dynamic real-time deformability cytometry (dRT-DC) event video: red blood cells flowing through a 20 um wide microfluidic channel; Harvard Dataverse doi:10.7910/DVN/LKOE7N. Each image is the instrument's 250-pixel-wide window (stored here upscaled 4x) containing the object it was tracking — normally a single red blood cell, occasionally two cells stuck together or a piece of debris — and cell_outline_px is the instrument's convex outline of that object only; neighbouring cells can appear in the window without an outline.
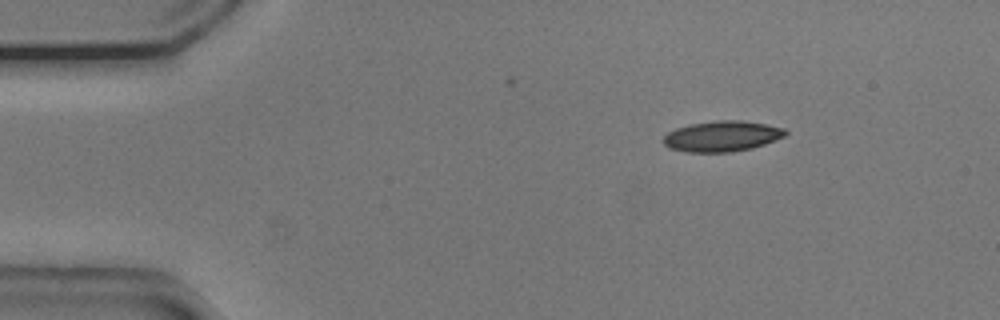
{"species": "common noctule bat (a hibernating species)", "species_latin": "Nyctalus noctula", "temperature_condition": "cold", "stored_images_in_passage": 42, "camera_frame_rate_fps": 3000, "um_per_image_px": 0.085, "animal": {"sex": "male", "body_mass_g": 20.5, "forearm_length_mm": 52.5}, "frame": {"image": 1, "passage_image": 1, "time_ms": 0.0, "image_size_px": [1000, 320], "cell_outline_px": [[788, 132], [784, 136], [764, 144], [752, 148], [732, 152], [684, 152], [668, 148], [664, 144], [664, 136], [668, 132], [676, 128], [688, 124], [716, 120], [744, 120], [784, 128]], "centroid_in_image_um": [61.34, 11.58], "position_along_channel_um": 23.7, "area_um2": 21.85}}
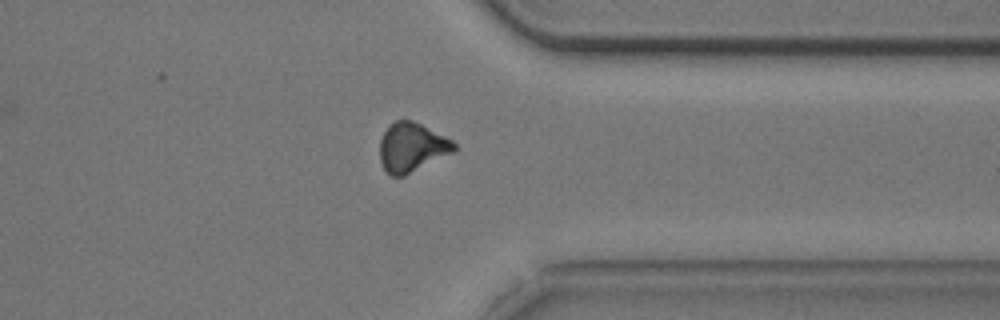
{"frame": {"image": 2, "passage_image": 35, "time_ms": 11.333, "image_size_px": [1000, 320], "cell_outline_px": [[456, 148], [452, 152], [404, 176], [388, 176], [384, 172], [380, 160], [380, 140], [384, 132], [396, 120], [412, 120], [452, 140], [456, 144]], "centroid_in_image_um": [34.96, 12.55], "position_along_channel_um": 376.4, "area_um2": 20.98}}
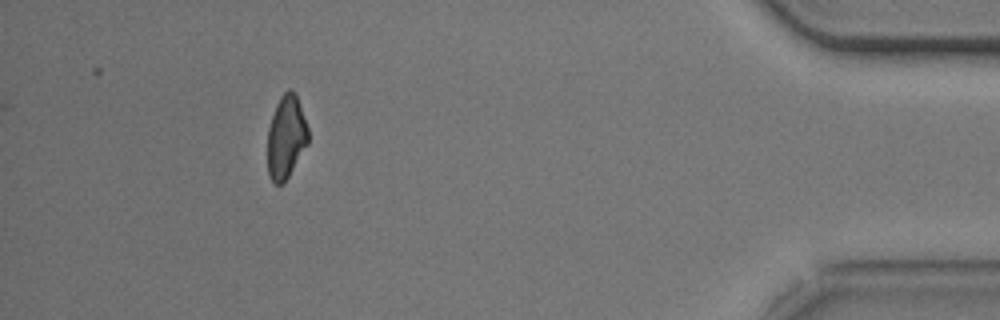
{"frame": {"image": 3, "passage_image": 42, "time_ms": 13.667, "image_size_px": [1000, 320], "cell_outline_px": [[308, 144], [284, 184], [276, 184], [268, 176], [268, 128], [276, 104], [280, 96], [288, 88], [296, 92], [308, 128]], "centroid_in_image_um": [24.32, 11.64], "position_along_channel_um": 410.9, "area_um2": 19.83}, "authors_computed_cell_mechanics": {"area_um2": 22.0507, "velocity_mm_per_s": 3.7668, "shape_relaxation_time_tau1_ms": 3.6483, "shape_relaxation_time_tau2_ms": 6.5031, "deformation_change_tau1": 0.1102, "deformation_change_tau2": 0.1416}}